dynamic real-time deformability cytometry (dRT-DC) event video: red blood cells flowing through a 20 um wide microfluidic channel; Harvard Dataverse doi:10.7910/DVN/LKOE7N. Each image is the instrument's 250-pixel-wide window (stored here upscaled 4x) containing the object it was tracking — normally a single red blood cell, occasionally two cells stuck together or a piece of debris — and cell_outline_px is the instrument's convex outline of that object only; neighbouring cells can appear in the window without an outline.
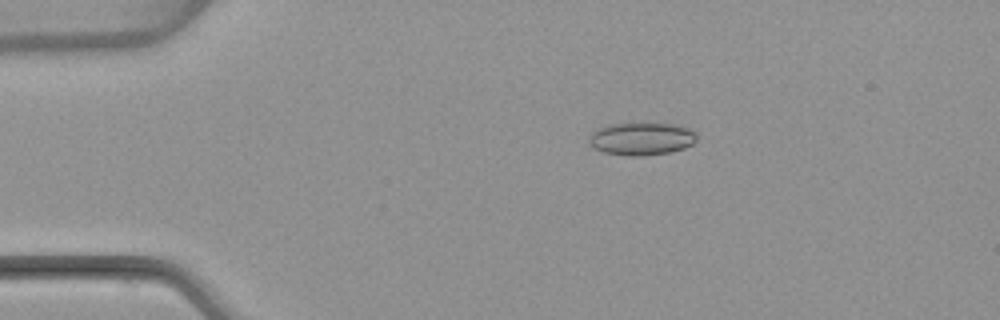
{"species": "common noctule bat (a hibernating species)", "species_latin": "Nyctalus noctula", "temperature_condition": "warm", "stored_images_in_passage": 4, "camera_frame_rate_fps": 3000, "um_per_image_px": 0.085, "animal": {"sex": "female", "body_mass_g": 22.7, "forearm_length_mm": 54.2}, "frame": {"image": 1, "passage_image": 1, "time_ms": 0.0, "image_size_px": [1000, 320], "cell_outline_px": [[696, 140], [692, 144], [684, 148], [672, 152], [640, 156], [628, 156], [604, 152], [596, 148], [588, 140], [588, 136], [596, 128], [608, 124], [672, 124], [692, 128], [696, 132]], "centroid_in_image_um": [54.54, 11.79], "position_along_channel_um": 30.5, "area_um2": 20.52}}
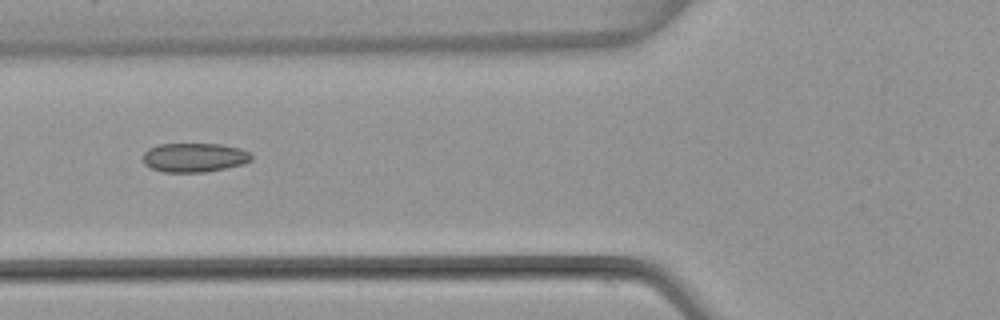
{"frame": {"image": 2, "passage_image": 4, "time_ms": 3.333, "image_size_px": [1000, 320], "cell_outline_px": [[252, 160], [244, 164], [204, 172], [164, 172], [152, 168], [144, 164], [144, 152], [148, 148], [160, 144], [220, 144], [240, 148], [248, 152], [252, 156]], "centroid_in_image_um": [16.52, 13.38], "position_along_channel_um": 109.3, "area_um2": 18.32}}